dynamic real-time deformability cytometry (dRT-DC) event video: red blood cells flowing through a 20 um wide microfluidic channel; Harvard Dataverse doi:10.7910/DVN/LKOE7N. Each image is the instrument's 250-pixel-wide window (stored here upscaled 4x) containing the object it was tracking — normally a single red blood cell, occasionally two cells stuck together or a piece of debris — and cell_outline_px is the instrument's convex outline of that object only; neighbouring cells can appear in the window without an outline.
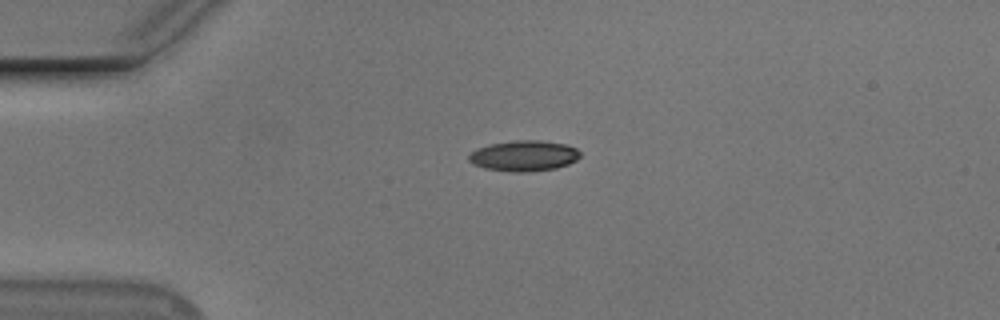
{"species": "Egyptian fruit bat (a non-hibernating species)", "species_latin": "Rousettus aegyptiacus", "temperature_condition": "cold", "stored_images_in_passage": 6, "camera_frame_rate_fps": 3000, "um_per_image_px": 0.085, "animal": {"sex": "male"}, "frame": {"image": 1, "passage_image": 1, "time_ms": 0.0, "image_size_px": [1000, 320], "cell_outline_px": [[580, 156], [576, 160], [568, 164], [556, 168], [528, 172], [512, 172], [484, 168], [472, 164], [468, 160], [468, 156], [476, 148], [488, 144], [516, 140], [540, 140], [564, 144], [576, 148], [580, 152]], "centroid_in_image_um": [44.5, 13.24], "position_along_channel_um": 40.5, "area_um2": 20.0}}
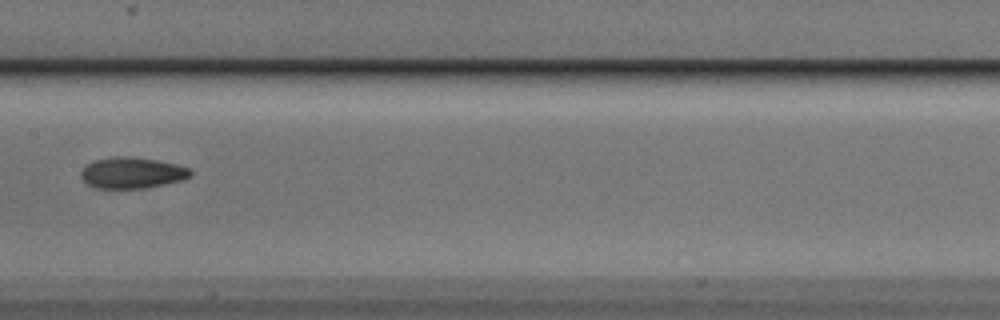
{"frame": {"image": 2, "passage_image": 5, "time_ms": 5.0, "image_size_px": [1000, 320], "cell_outline_px": [[192, 172], [184, 180], [148, 188], [92, 188], [80, 176], [80, 172], [88, 164], [96, 160], [112, 156], [132, 156], [156, 160], [176, 164], [188, 168]], "centroid_in_image_um": [11.22, 14.69], "position_along_channel_um": 196.2, "area_um2": 19.88}}
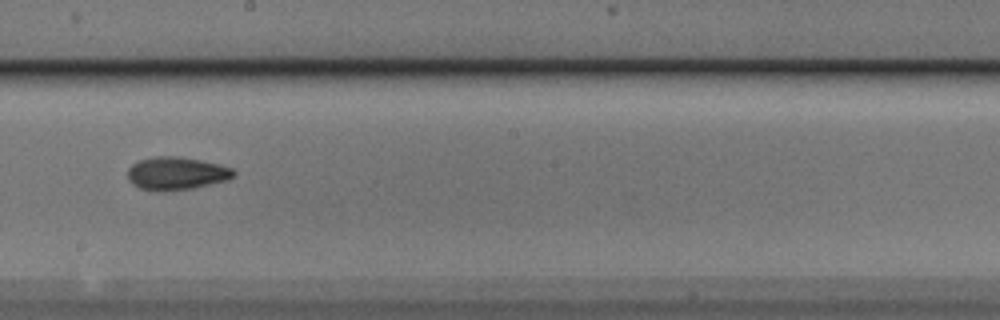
{"frame": {"image": 3, "passage_image": 6, "time_ms": 6.0, "image_size_px": [1000, 320], "cell_outline_px": [[236, 172], [228, 180], [192, 188], [160, 192], [156, 192], [140, 188], [132, 184], [128, 180], [128, 168], [132, 164], [140, 160], [156, 156], [180, 156], [220, 164], [232, 168]], "centroid_in_image_um": [14.97, 14.74], "position_along_channel_um": 233.2, "area_um2": 20.46}}